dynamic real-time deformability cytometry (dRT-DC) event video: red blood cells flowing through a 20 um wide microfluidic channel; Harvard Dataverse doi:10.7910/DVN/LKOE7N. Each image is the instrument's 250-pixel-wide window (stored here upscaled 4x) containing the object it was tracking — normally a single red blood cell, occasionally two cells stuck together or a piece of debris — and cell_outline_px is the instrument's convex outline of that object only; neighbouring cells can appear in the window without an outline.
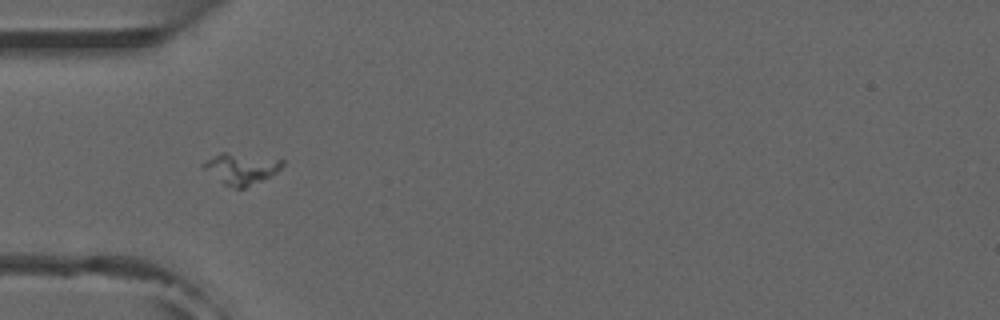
{"species": "common noctule bat (a hibernating species)", "species_latin": "Nyctalus noctula", "temperature_condition": "room temperature", "stored_images_in_passage": 38, "camera_frame_rate_fps": 3000, "um_per_image_px": 0.085, "animal": {"sex": "male", "forearm_length_mm": 52.5}, "frame": {"image": 1, "passage_image": 1, "time_ms": 0.0, "image_size_px": [1000, 320], "cell_outline_px": [[284, 164], [276, 172], [244, 188], [236, 188], [224, 184], [204, 168], [200, 164], [220, 152], [224, 152], [284, 160]], "centroid_in_image_um": [20.48, 14.32], "position_along_channel_um": 64.5, "area_um2": 13.7}}
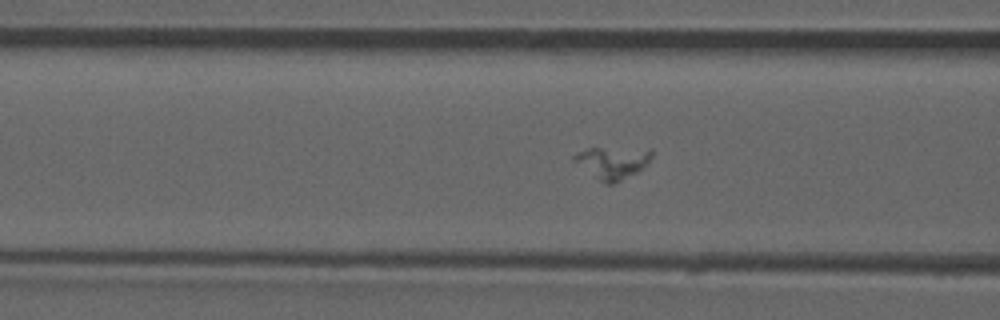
{"frame": {"image": 2, "passage_image": 5, "time_ms": 1.333, "image_size_px": [1000, 320], "cell_outline_px": [[652, 156], [636, 172], [612, 184], [608, 184], [600, 180], [572, 160], [572, 156], [576, 152], [588, 148], [652, 148]], "centroid_in_image_um": [52.04, 13.77], "position_along_channel_um": 114.6, "area_um2": 14.16}}
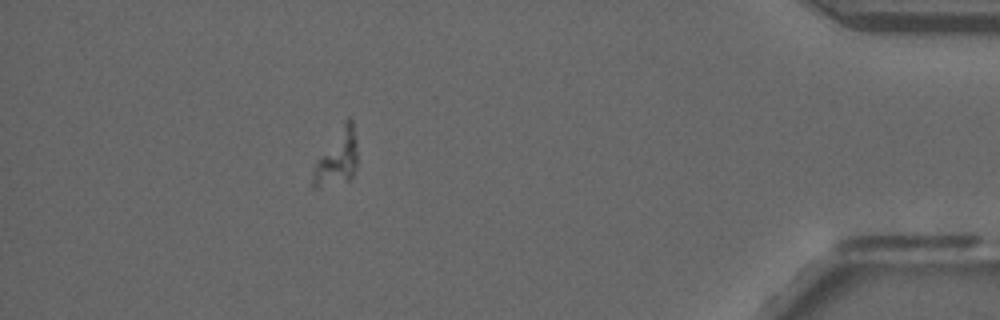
{"frame": {"image": 3, "passage_image": 32, "time_ms": 10.333, "image_size_px": [1000, 320], "cell_outline_px": [[356, 168], [352, 180], [316, 188], [312, 188], [312, 180], [316, 160], [344, 120], [348, 116], [352, 120], [356, 140]], "centroid_in_image_um": [28.66, 13.42], "position_along_channel_um": 406.5, "area_um2": 14.51}}